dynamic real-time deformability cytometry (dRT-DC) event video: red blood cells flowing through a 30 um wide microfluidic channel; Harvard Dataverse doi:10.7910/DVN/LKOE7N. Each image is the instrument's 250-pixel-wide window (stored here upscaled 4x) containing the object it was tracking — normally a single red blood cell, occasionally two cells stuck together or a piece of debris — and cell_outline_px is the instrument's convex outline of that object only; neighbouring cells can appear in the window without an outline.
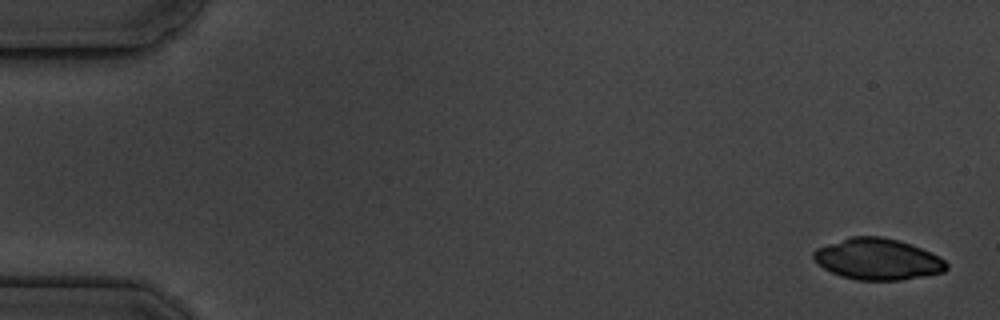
{"species": "common noctule bat (a hibernating species)", "species_latin": "Nyctalus noctula", "temperature_condition": "cold", "stored_images_in_passage": 5, "camera_frame_rate_fps": 3000, "um_per_image_px": 0.085, "animal": {"sex": "male", "body_mass_g": 19.5, "forearm_length_mm": 54.6}, "frame": {"image": 1, "passage_image": 1, "time_ms": 0.0, "image_size_px": [1000, 320], "cell_outline_px": [[948, 268], [944, 272], [924, 276], [900, 280], [856, 280], [840, 276], [824, 268], [812, 256], [812, 252], [816, 248], [852, 236], [880, 236], [912, 244], [944, 260], [948, 264]], "centroid_in_image_um": [74.59, 22.03], "position_along_channel_um": 10.4, "area_um2": 31.67}}